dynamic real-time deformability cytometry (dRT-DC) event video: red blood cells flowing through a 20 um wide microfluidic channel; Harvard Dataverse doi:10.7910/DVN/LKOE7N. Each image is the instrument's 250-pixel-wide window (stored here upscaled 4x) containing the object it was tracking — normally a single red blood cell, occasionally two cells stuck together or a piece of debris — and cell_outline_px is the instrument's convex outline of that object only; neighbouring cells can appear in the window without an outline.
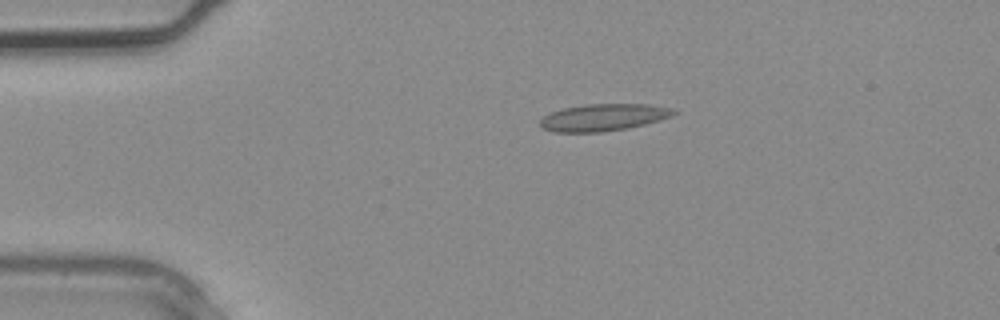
{"species": "common noctule bat (a hibernating species)", "species_latin": "Nyctalus noctula", "temperature_condition": "warm", "stored_images_in_passage": 2, "camera_frame_rate_fps": 3000, "um_per_image_px": 0.085, "animal": {"sex": "male", "body_mass_g": 20.4}, "frame": {"image": 1, "passage_image": 1, "time_ms": 0.0, "image_size_px": [1000, 320], "cell_outline_px": [[676, 112], [660, 120], [628, 128], [600, 132], [556, 132], [544, 128], [540, 124], [540, 120], [544, 116], [552, 112], [564, 108], [588, 104], [652, 104], [668, 108]], "centroid_in_image_um": [51.27, 9.98], "position_along_channel_um": 33.7, "area_um2": 20.63}}
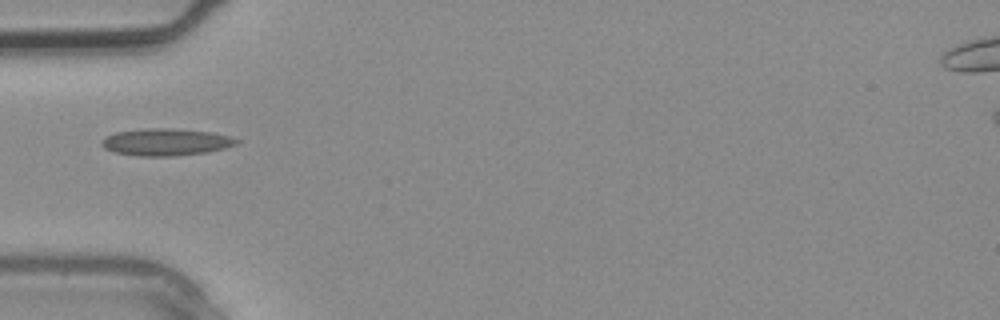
{"frame": {"image": 2, "passage_image": 2, "time_ms": 0.333, "image_size_px": [1000, 320], "cell_outline_px": [[240, 140], [236, 144], [224, 148], [208, 152], [176, 156], [140, 156], [112, 152], [104, 148], [100, 144], [108, 136], [116, 132], [148, 128], [168, 128], [212, 132], [232, 136]], "centroid_in_image_um": [14.13, 12.08], "position_along_channel_um": 70.9, "area_um2": 21.27}}